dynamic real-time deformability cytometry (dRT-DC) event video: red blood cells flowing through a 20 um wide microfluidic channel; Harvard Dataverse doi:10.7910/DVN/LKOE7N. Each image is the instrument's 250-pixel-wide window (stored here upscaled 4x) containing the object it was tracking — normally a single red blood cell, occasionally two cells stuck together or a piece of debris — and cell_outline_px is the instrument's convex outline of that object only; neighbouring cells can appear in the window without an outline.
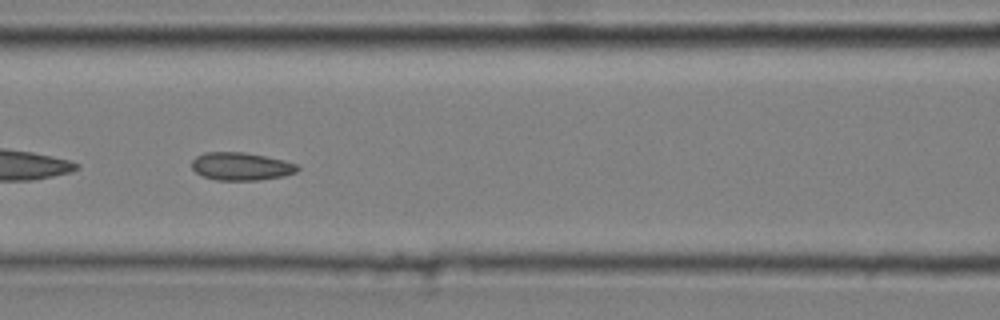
{"species": "common noctule bat (a hibernating species)", "species_latin": "Nyctalus noctula", "temperature_condition": "cold", "stored_images_in_passage": 52, "camera_frame_rate_fps": 3000, "um_per_image_px": 0.085, "animal": {"sex": "male", "body_mass_g": 20.4}, "frame": {"image": 1, "passage_image": 23, "time_ms": 7.333, "image_size_px": [1000, 320], "cell_outline_px": [[300, 168], [296, 172], [284, 176], [260, 180], [216, 180], [204, 176], [196, 172], [192, 168], [192, 160], [196, 156], [204, 152], [244, 152], [284, 160], [296, 164]], "centroid_in_image_um": [20.49, 14.14], "position_along_channel_um": 146.1, "area_um2": 17.17}}
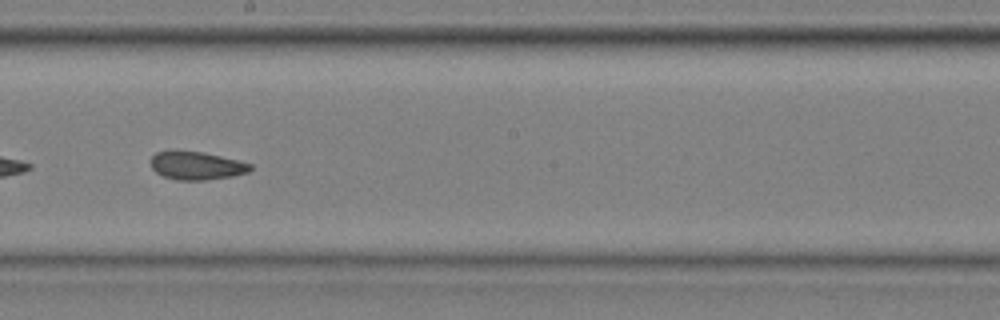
{"frame": {"image": 2, "passage_image": 30, "time_ms": 9.667, "image_size_px": [1000, 320], "cell_outline_px": [[252, 168], [248, 172], [232, 176], [204, 180], [176, 180], [164, 176], [156, 172], [152, 168], [152, 156], [156, 152], [204, 152], [252, 164]], "centroid_in_image_um": [16.73, 14.1], "position_along_channel_um": 231.5, "area_um2": 15.9}, "authors_computed_cell_mechanics": {"area_um2": 17.1666, "velocity_mm_per_s": 3.6668, "shape_relaxation_time_tau1_ms": null, "shape_relaxation_time_tau2_ms": 2.7091, "deformation_change_tau1": null, "deformation_change_tau2": 0.0677}}